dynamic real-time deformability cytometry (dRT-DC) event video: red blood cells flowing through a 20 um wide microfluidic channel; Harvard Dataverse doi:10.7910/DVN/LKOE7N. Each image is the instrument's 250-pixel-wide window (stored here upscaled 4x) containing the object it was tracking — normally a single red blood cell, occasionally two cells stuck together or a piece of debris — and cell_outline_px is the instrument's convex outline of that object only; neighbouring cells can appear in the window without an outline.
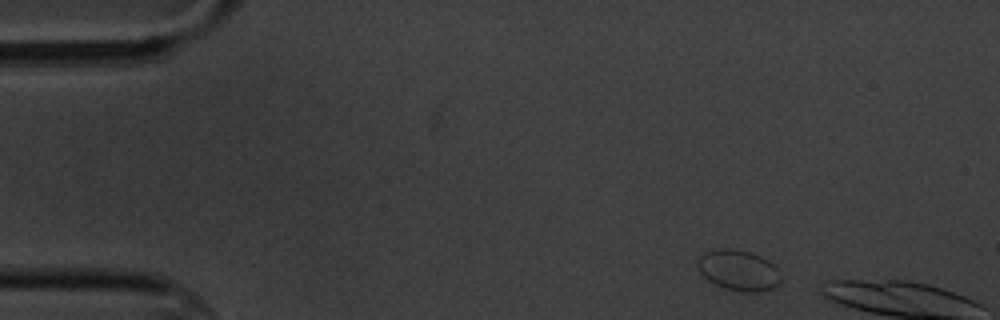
{"species": "common noctule bat (a hibernating species)", "species_latin": "Nyctalus noctula", "temperature_condition": "cold", "stored_images_in_passage": 2, "camera_frame_rate_fps": 3000, "um_per_image_px": 0.085, "animal": {"sex": "male", "body_mass_g": 20.1, "forearm_length_mm": 53.5}, "frame": {"image": 1, "passage_image": 1, "time_ms": 0.0, "image_size_px": [1000, 320], "cell_outline_px": [[780, 284], [764, 292], [740, 292], [716, 284], [708, 280], [700, 272], [696, 264], [700, 256], [704, 252], [712, 248], [732, 248], [752, 252], [768, 260], [776, 268], [780, 280]], "centroid_in_image_um": [62.75, 22.95], "position_along_channel_um": 22.2, "area_um2": 19.83}}